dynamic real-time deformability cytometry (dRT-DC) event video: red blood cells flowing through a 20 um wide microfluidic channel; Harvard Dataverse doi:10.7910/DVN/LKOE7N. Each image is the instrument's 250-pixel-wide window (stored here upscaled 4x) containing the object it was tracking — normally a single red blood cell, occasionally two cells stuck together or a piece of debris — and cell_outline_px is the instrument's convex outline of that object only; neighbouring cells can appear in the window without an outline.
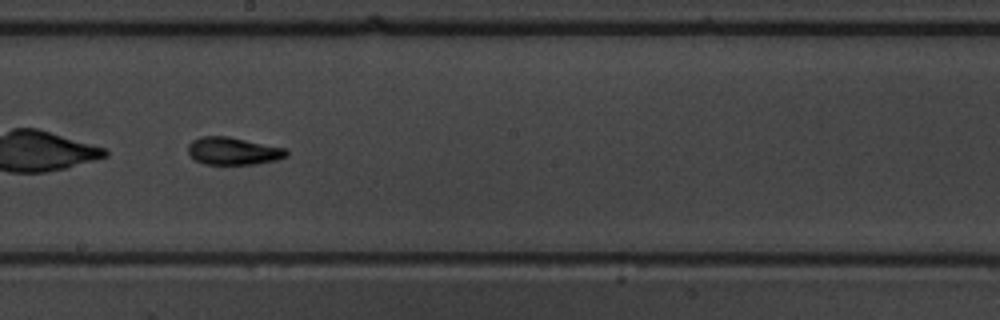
{"species": "common noctule bat (a hibernating species)", "species_latin": "Nyctalus noctula", "temperature_condition": "warm", "stored_images_in_passage": 53, "camera_frame_rate_fps": 3000, "um_per_image_px": 0.085, "animal": {"sex": "male", "body_mass_g": 19.5, "forearm_length_mm": 54.6}, "frame": {"image": 1, "passage_image": 31, "time_ms": 10.0, "image_size_px": [1000, 320], "cell_outline_px": [[288, 156], [276, 160], [256, 164], [204, 164], [196, 160], [188, 152], [188, 144], [192, 140], [200, 136], [228, 136], [288, 148]], "centroid_in_image_um": [19.85, 12.83], "position_along_channel_um": 228.3, "area_um2": 15.95}, "authors_computed_cell_mechanics": {"area_um2": 15.606, "velocity_mm_per_s": 3.8996, "shape_relaxation_time_tau1_ms": 3.334, "shape_relaxation_time_tau2_ms": 2.5926, "deformation_change_tau1": 0.1784, "deformation_change_tau2": 0.1032}}